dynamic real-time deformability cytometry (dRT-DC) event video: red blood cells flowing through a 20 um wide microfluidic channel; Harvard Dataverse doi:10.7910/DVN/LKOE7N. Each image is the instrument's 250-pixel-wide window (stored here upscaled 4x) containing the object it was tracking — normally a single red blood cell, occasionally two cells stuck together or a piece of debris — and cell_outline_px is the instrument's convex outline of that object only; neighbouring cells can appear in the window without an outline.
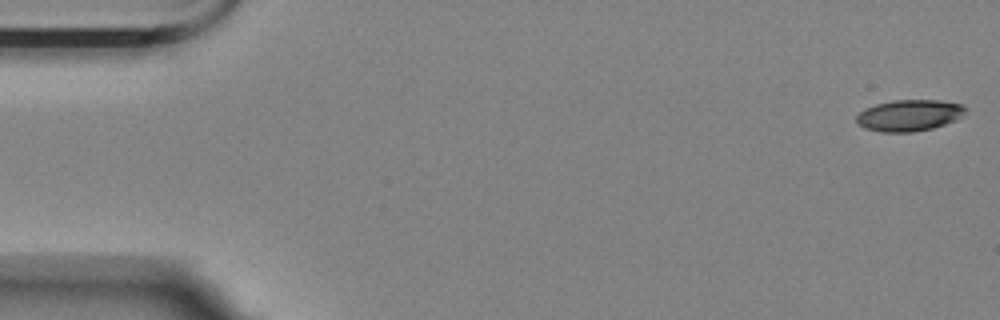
{"species": "Egyptian fruit bat (a non-hibernating species)", "species_latin": "Rousettus aegyptiacus", "temperature_condition": "room temperature", "stored_images_in_passage": 57, "camera_frame_rate_fps": 3000, "um_per_image_px": 0.085, "animal": {"sex": "female"}, "frame": {"image": 1, "passage_image": 1, "time_ms": 0.0, "image_size_px": [1000, 320], "cell_outline_px": [[968, 108], [964, 116], [956, 120], [932, 128], [912, 132], [880, 132], [864, 128], [856, 120], [856, 116], [864, 108], [876, 104], [892, 100], [940, 100], [960, 104]], "centroid_in_image_um": [77.3, 9.8], "position_along_channel_um": 7.7, "area_um2": 20.06}}
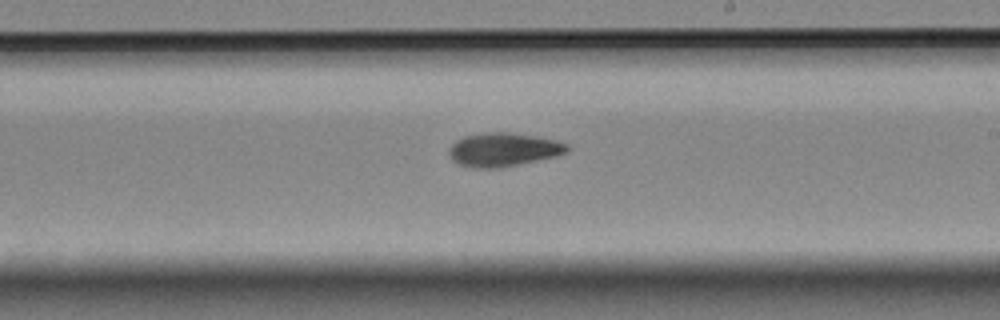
{"frame": {"image": 2, "passage_image": 33, "time_ms": 10.667, "image_size_px": [1000, 320], "cell_outline_px": [[568, 152], [536, 160], [500, 168], [472, 168], [460, 164], [452, 160], [448, 156], [448, 148], [456, 140], [464, 136], [484, 132], [508, 132], [556, 140], [568, 144]], "centroid_in_image_um": [42.71, 12.71], "position_along_channel_um": 246.3, "area_um2": 23.0}}
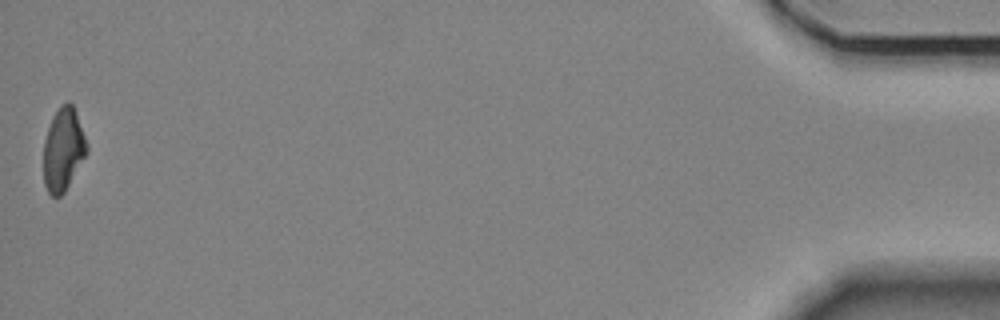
{"frame": {"image": 3, "passage_image": 57, "time_ms": 18.667, "image_size_px": [1000, 320], "cell_outline_px": [[88, 152], [64, 192], [60, 196], [52, 196], [48, 192], [44, 184], [44, 140], [52, 116], [60, 104], [68, 100], [72, 104], [76, 112], [88, 144]], "centroid_in_image_um": [5.38, 12.67], "position_along_channel_um": 429.8, "area_um2": 20.98}, "authors_computed_cell_mechanics": {"area_um2": 21.9062, "velocity_mm_per_s": 3.4724, "shape_relaxation_time_tau1_ms": 8.6585, "shape_relaxation_time_tau2_ms": null, "deformation_change_tau1": 0.1967, "deformation_change_tau2": null}}